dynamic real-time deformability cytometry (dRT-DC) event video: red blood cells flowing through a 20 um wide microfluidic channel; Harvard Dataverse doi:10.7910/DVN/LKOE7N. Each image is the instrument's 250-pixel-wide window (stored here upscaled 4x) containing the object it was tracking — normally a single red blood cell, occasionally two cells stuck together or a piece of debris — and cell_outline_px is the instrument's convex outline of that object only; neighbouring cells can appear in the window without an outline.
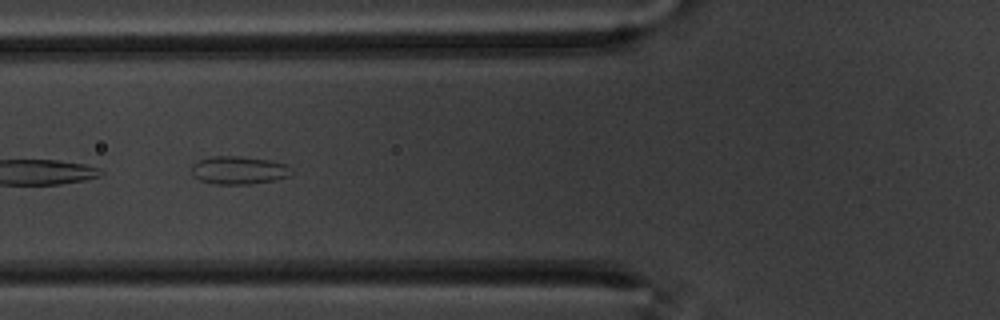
{"species": "common noctule bat (a hibernating species)", "species_latin": "Nyctalus noctula", "temperature_condition": "warm", "stored_images_in_passage": 18, "camera_frame_rate_fps": 3000, "um_per_image_px": 0.085, "animal": {"sex": "male", "body_mass_g": 20.1, "forearm_length_mm": 53.5}, "frame": {"image": 1, "passage_image": 16, "time_ms": 5.0, "image_size_px": [1000, 320], "cell_outline_px": [[292, 168], [288, 176], [272, 180], [248, 184], [216, 184], [200, 180], [192, 176], [192, 164], [208, 156], [240, 156], [268, 160], [284, 164]], "centroid_in_image_um": [20.23, 14.46], "position_along_channel_um": 105.6, "area_um2": 16.13}}